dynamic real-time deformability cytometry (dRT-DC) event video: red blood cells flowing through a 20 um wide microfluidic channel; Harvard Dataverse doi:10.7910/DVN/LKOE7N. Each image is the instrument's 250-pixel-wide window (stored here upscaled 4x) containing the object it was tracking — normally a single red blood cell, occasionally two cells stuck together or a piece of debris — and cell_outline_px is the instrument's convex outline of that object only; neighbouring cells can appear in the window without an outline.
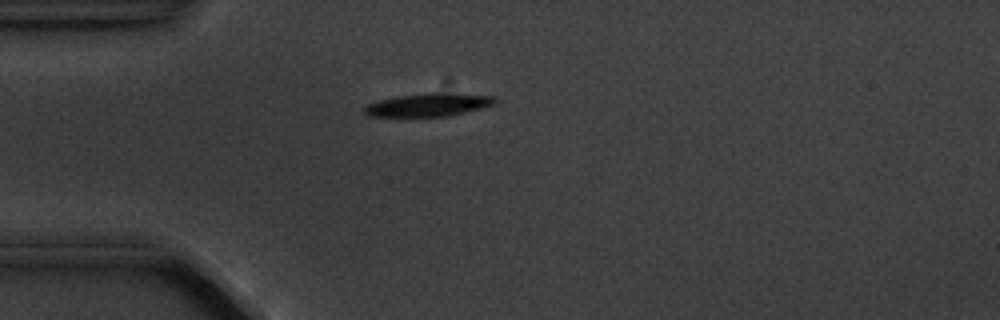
{"species": "common noctule bat (a hibernating species)", "species_latin": "Nyctalus noctula", "temperature_condition": "cold", "stored_images_in_passage": 2, "camera_frame_rate_fps": 3000, "um_per_image_px": 0.085, "animal": {"sex": "male", "body_mass_g": 20.1, "forearm_length_mm": 53.5}, "frame": {"image": 1, "passage_image": 1, "time_ms": 0.0, "image_size_px": [1000, 320], "cell_outline_px": [[496, 104], [448, 116], [368, 116], [364, 112], [364, 108], [368, 104], [380, 100], [396, 96], [428, 92], [436, 92], [492, 96], [496, 100]], "centroid_in_image_um": [36.4, 8.9], "position_along_channel_um": 48.6, "area_um2": 17.34}}